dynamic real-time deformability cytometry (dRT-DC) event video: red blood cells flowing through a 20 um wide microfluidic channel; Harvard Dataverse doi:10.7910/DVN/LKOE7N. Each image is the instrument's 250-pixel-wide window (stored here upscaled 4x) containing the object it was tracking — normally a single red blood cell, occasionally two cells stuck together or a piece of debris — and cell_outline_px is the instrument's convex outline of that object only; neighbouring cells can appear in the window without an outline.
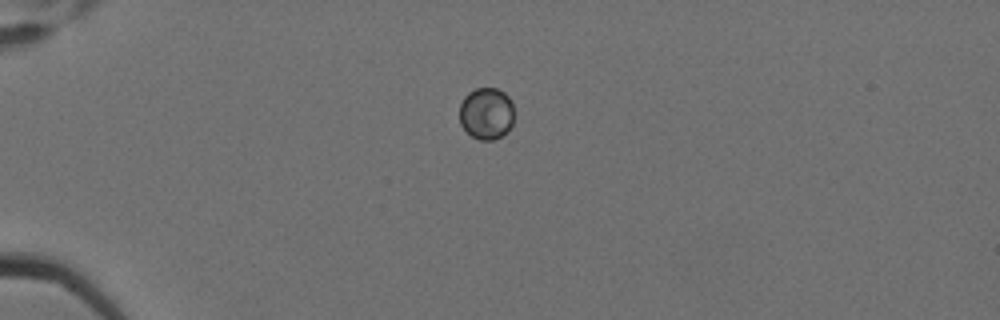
{"species": "Egyptian fruit bat (a non-hibernating species)", "species_latin": "Rousettus aegyptiacus", "temperature_condition": "cold", "stored_images_in_passage": 11, "camera_frame_rate_fps": 3000, "um_per_image_px": 0.085, "animal": {"sex": "female"}, "frame": {"image": 1, "passage_image": 1, "time_ms": 0.0, "image_size_px": [1000, 320], "cell_outline_px": [[512, 124], [508, 132], [492, 140], [480, 140], [472, 136], [460, 124], [460, 104], [464, 96], [468, 92], [476, 88], [496, 88], [504, 92], [512, 100]], "centroid_in_image_um": [41.34, 9.63], "position_along_channel_um": 43.7, "area_um2": 16.53}}
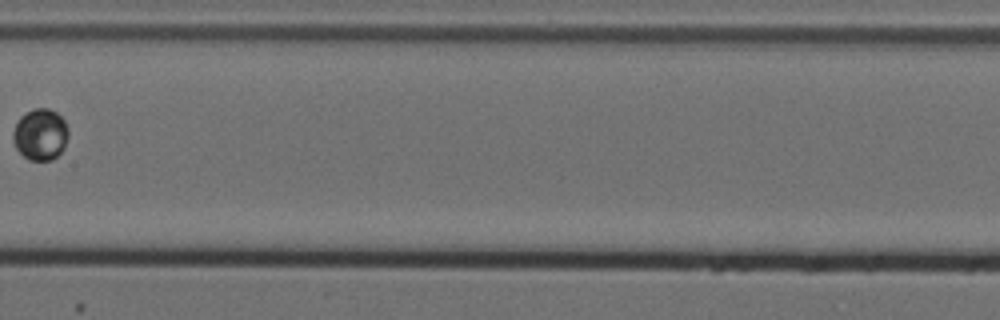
{"frame": {"image": 2, "passage_image": 5, "time_ms": 1.333, "image_size_px": [1000, 320], "cell_outline_px": [[68, 136], [64, 148], [52, 160], [28, 160], [16, 148], [12, 140], [12, 132], [20, 116], [32, 108], [48, 108], [56, 112], [64, 120], [68, 128]], "centroid_in_image_um": [3.42, 11.42], "position_along_channel_um": 204.0, "area_um2": 16.7}}
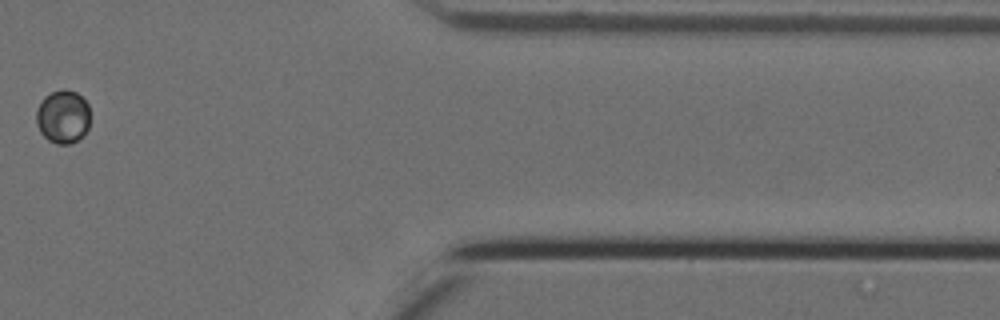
{"frame": {"image": 3, "passage_image": 10, "time_ms": 3.0, "image_size_px": [1000, 320], "cell_outline_px": [[88, 128], [76, 140], [68, 144], [56, 144], [48, 140], [40, 132], [36, 124], [36, 108], [44, 96], [52, 92], [64, 88], [76, 92], [88, 104]], "centroid_in_image_um": [5.3, 9.9], "position_along_channel_um": 406.1, "area_um2": 16.65}}